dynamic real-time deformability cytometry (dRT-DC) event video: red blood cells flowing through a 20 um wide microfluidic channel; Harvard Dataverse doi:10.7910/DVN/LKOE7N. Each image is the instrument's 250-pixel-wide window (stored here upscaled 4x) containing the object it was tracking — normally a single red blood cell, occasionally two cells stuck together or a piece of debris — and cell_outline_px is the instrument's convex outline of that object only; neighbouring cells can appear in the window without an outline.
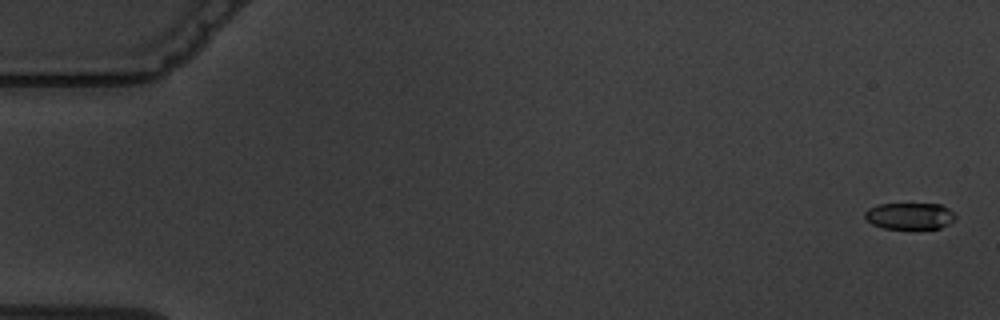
{"species": "common noctule bat (a hibernating species)", "species_latin": "Nyctalus noctula", "temperature_condition": "warm", "stored_images_in_passage": 6, "camera_frame_rate_fps": 3000, "um_per_image_px": 0.085, "animal": {"sex": "male", "body_mass_g": 19.5, "forearm_length_mm": 54.6}, "frame": {"image": 1, "passage_image": 1, "time_ms": 0.0, "image_size_px": [1000, 320], "cell_outline_px": [[956, 220], [940, 228], [884, 228], [872, 224], [864, 216], [864, 212], [868, 208], [880, 204], [940, 204], [948, 208], [956, 216]], "centroid_in_image_um": [77.33, 18.35], "position_along_channel_um": 7.7, "area_um2": 13.93}}
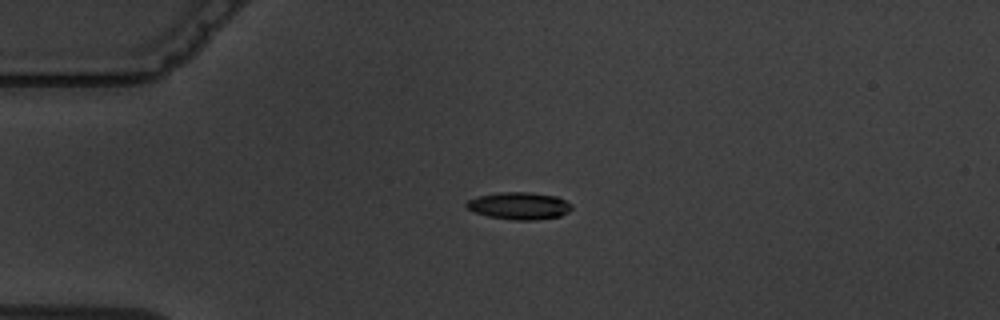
{"frame": {"image": 2, "passage_image": 4, "time_ms": 4.333, "image_size_px": [1000, 320], "cell_outline_px": [[572, 208], [568, 212], [560, 216], [536, 220], [512, 220], [488, 216], [476, 212], [468, 208], [464, 204], [468, 200], [476, 196], [500, 192], [532, 192], [556, 196], [572, 204]], "centroid_in_image_um": [44.13, 17.49], "position_along_channel_um": 40.9, "area_um2": 16.76}}